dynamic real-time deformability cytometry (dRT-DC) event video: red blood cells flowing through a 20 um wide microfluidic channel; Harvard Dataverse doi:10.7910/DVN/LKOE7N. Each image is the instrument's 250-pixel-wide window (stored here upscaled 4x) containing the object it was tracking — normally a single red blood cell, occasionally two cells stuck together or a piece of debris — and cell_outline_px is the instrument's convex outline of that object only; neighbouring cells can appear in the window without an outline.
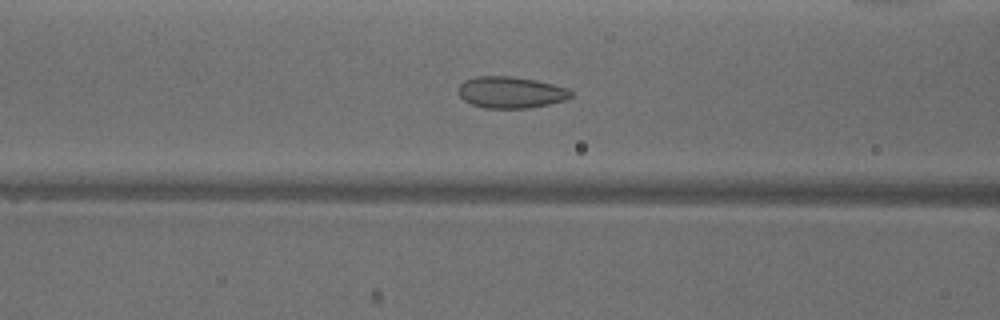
{"species": "common noctule bat (a hibernating species)", "species_latin": "Nyctalus noctula", "temperature_condition": "warm", "stored_images_in_passage": 50, "camera_frame_rate_fps": 3000, "um_per_image_px": 0.085, "animal": {"sex": "male", "body_mass_g": 18.8}, "frame": {"image": 1, "passage_image": 19, "time_ms": 6.0, "image_size_px": [1000, 320], "cell_outline_px": [[572, 96], [568, 100], [528, 108], [484, 108], [472, 104], [464, 100], [456, 92], [460, 84], [464, 80], [476, 76], [512, 76], [536, 80], [568, 88], [572, 92]], "centroid_in_image_um": [43.41, 7.84], "position_along_channel_um": 123.2, "area_um2": 20.87}}
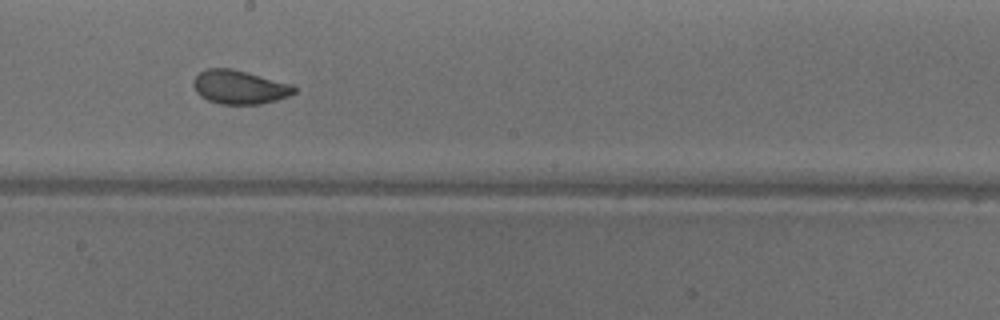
{"frame": {"image": 2, "passage_image": 27, "time_ms": 8.667, "image_size_px": [1000, 320], "cell_outline_px": [[296, 92], [288, 96], [276, 100], [260, 104], [220, 104], [208, 100], [200, 96], [196, 92], [192, 84], [192, 80], [204, 68], [232, 68], [292, 84], [296, 88]], "centroid_in_image_um": [20.33, 7.4], "position_along_channel_um": 227.9, "area_um2": 19.94}}
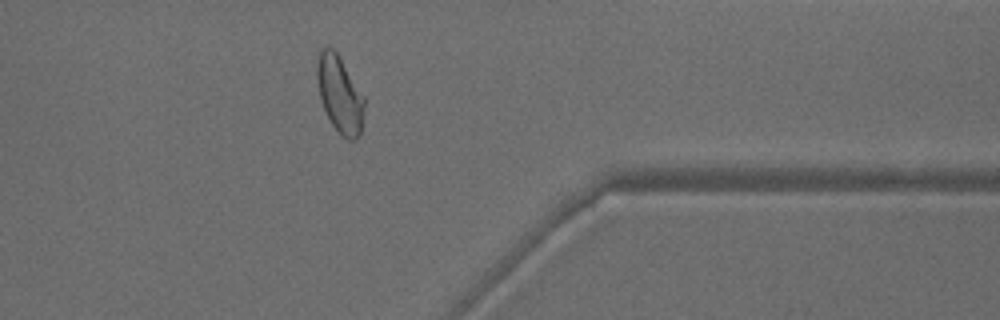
{"frame": {"image": 3, "passage_image": 40, "time_ms": 13.0, "image_size_px": [1000, 320], "cell_outline_px": [[364, 108], [360, 132], [356, 140], [348, 140], [332, 124], [320, 100], [316, 80], [316, 64], [320, 48], [332, 48], [336, 52], [364, 96]], "centroid_in_image_um": [28.85, 7.99], "position_along_channel_um": 382.6, "area_um2": 20.87}, "authors_computed_cell_mechanics": {"area_um2": 21.8773, "velocity_mm_per_s": 3.9194, "shape_relaxation_time_tau1_ms": null, "shape_relaxation_time_tau2_ms": 0.8343, "deformation_change_tau1": null, "deformation_change_tau2": 0.0639}}